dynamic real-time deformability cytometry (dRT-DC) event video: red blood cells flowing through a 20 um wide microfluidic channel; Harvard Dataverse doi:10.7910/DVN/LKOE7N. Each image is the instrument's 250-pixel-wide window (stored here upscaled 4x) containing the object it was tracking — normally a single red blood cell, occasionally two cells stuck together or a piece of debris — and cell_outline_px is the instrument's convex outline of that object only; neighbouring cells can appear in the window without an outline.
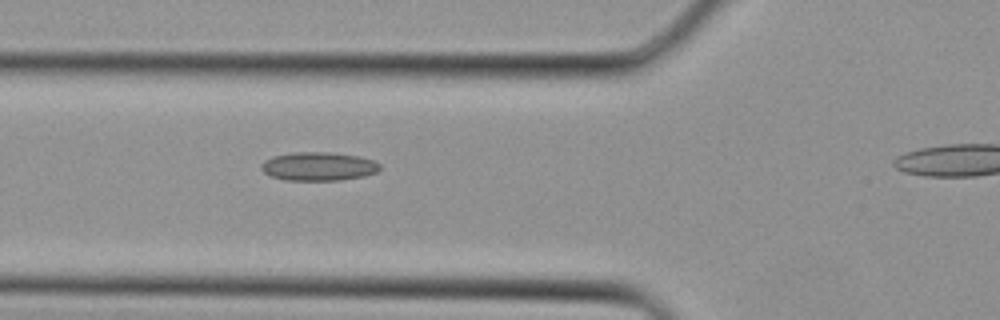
{"species": "Egyptian fruit bat (a non-hibernating species)", "species_latin": "Rousettus aegyptiacus", "temperature_condition": "cold", "stored_images_in_passage": 3, "camera_frame_rate_fps": 3000, "um_per_image_px": 0.085, "animal": {"sex": "female"}, "frame": {"image": 1, "passage_image": 2, "time_ms": 0.333, "image_size_px": [1000, 320], "cell_outline_px": [[380, 168], [376, 172], [364, 176], [340, 180], [284, 180], [272, 176], [264, 172], [260, 168], [260, 164], [264, 160], [272, 156], [296, 152], [328, 152], [360, 156], [372, 160], [380, 164]], "centroid_in_image_um": [27.05, 14.14], "position_along_channel_um": 98.7, "area_um2": 19.77}}